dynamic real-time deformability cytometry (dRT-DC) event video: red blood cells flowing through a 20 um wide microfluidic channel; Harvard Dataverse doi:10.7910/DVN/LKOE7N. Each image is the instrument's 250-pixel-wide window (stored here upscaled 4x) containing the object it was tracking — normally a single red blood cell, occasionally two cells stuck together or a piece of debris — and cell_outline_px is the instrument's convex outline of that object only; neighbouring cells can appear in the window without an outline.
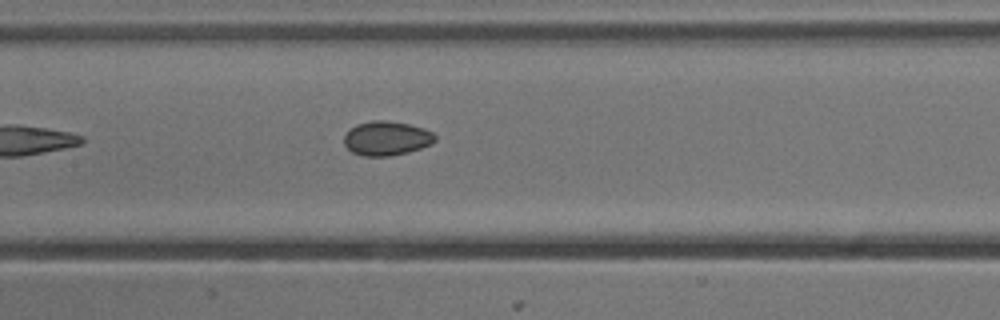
{"species": "common noctule bat (a hibernating species)", "species_latin": "Nyctalus noctula", "temperature_condition": "cold", "stored_images_in_passage": 7, "camera_frame_rate_fps": 3000, "um_per_image_px": 0.085, "animal": {"sex": "male", "body_mass_g": 13.3}, "frame": {"image": 1, "passage_image": 7, "time_ms": 2.0, "image_size_px": [1000, 320], "cell_outline_px": [[436, 140], [432, 144], [408, 152], [388, 156], [364, 156], [352, 152], [344, 144], [344, 136], [356, 124], [372, 120], [388, 120], [408, 124], [424, 128], [432, 132], [436, 136]], "centroid_in_image_um": [32.87, 11.75], "position_along_channel_um": 174.5, "area_um2": 18.15}}